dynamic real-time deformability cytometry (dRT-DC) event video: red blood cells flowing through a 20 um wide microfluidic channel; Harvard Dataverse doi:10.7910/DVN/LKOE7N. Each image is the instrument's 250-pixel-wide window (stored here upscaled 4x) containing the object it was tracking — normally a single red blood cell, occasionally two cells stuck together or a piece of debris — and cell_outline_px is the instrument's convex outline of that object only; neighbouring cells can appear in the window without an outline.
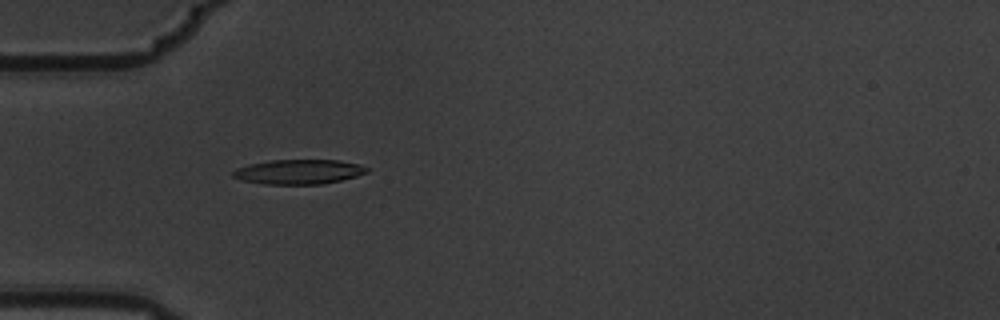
{"species": "common noctule bat (a hibernating species)", "species_latin": "Nyctalus noctula", "temperature_condition": "warm", "stored_images_in_passage": 6, "camera_frame_rate_fps": 3000, "um_per_image_px": 0.085, "animal": {"sex": "male", "body_mass_g": 19.5, "forearm_length_mm": 54.6}, "frame": {"image": 1, "passage_image": 5, "time_ms": 1.333, "image_size_px": [1000, 320], "cell_outline_px": [[368, 172], [356, 176], [340, 180], [320, 184], [264, 184], [244, 180], [232, 176], [232, 172], [236, 168], [248, 164], [272, 160], [340, 160], [360, 164], [368, 168]], "centroid_in_image_um": [25.39, 14.59], "position_along_channel_um": 59.6, "area_um2": 19.13}}
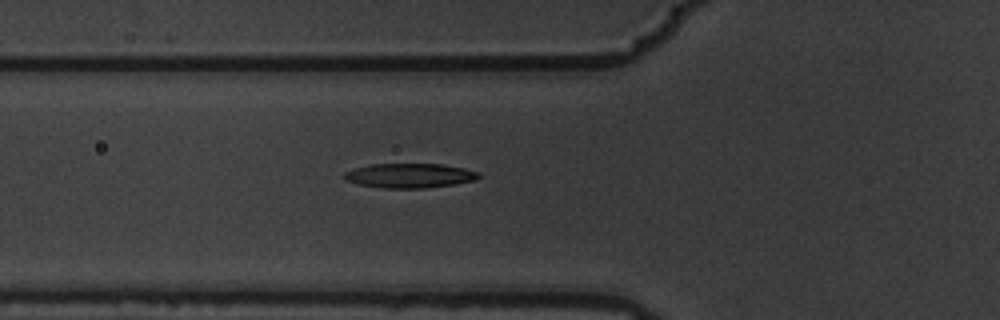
{"frame": {"image": 2, "passage_image": 6, "time_ms": 1.667, "image_size_px": [1000, 320], "cell_outline_px": [[480, 176], [476, 180], [456, 184], [428, 188], [384, 188], [360, 184], [344, 180], [344, 172], [352, 168], [368, 164], [440, 164], [464, 168], [480, 172]], "centroid_in_image_um": [34.82, 14.92], "position_along_channel_um": 91.0, "area_um2": 19.36}}